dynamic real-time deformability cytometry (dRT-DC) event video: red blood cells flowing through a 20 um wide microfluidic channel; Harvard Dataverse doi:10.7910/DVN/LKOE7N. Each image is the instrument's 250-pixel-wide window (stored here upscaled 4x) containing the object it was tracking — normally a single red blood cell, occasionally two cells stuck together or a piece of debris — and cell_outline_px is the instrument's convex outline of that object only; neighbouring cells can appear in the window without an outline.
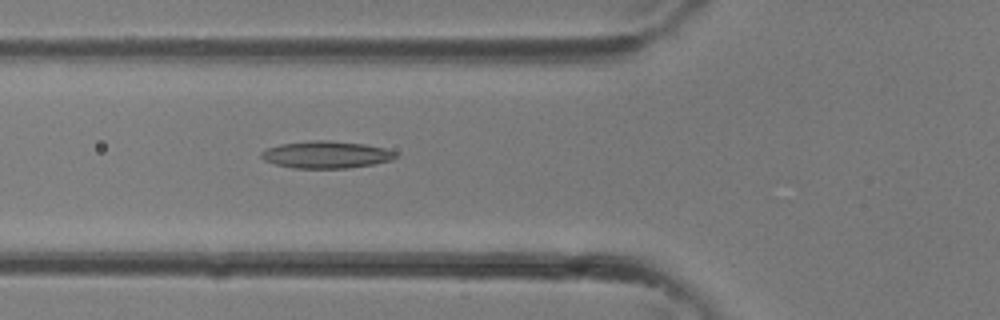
{"species": "common noctule bat (a hibernating species)", "species_latin": "Nyctalus noctula", "temperature_condition": "room temperature", "stored_images_in_passage": 34, "camera_frame_rate_fps": 3000, "um_per_image_px": 0.085, "animal": {"sex": "female"}, "frame": {"image": 1, "passage_image": 13, "time_ms": 4.0, "image_size_px": [1000, 320], "cell_outline_px": [[396, 156], [392, 160], [372, 164], [348, 168], [292, 168], [276, 164], [264, 160], [260, 156], [260, 152], [268, 148], [280, 144], [312, 140], [328, 140], [364, 144], [384, 148], [396, 152]], "centroid_in_image_um": [27.71, 13.14], "position_along_channel_um": 98.1, "area_um2": 21.15}}
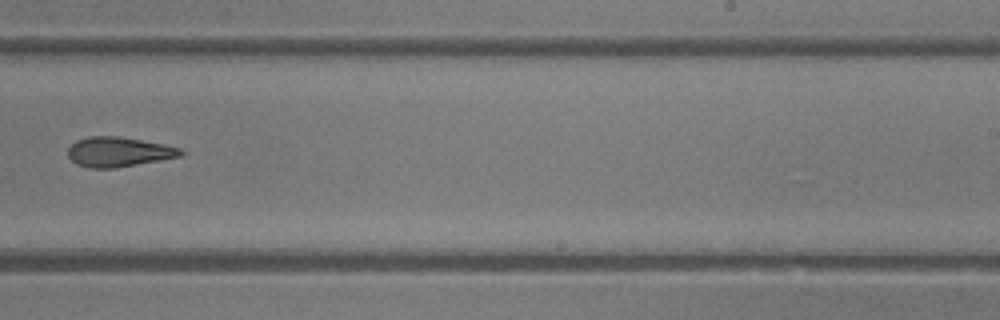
{"frame": {"image": 2, "passage_image": 22, "time_ms": 7.0, "image_size_px": [1000, 320], "cell_outline_px": [[184, 156], [116, 168], [92, 168], [76, 164], [68, 156], [68, 148], [76, 140], [92, 136], [116, 136], [164, 144], [180, 148], [184, 152]], "centroid_in_image_um": [10.1, 12.92], "position_along_channel_um": 278.9, "area_um2": 19.54}}
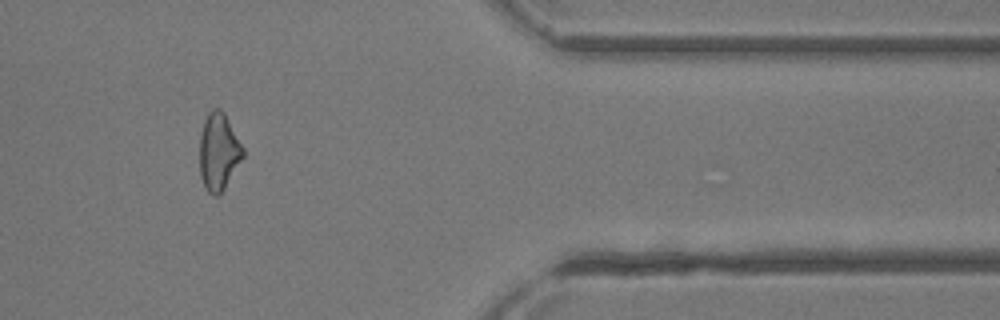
{"frame": {"image": 3, "passage_image": 29, "time_ms": 9.333, "image_size_px": [1000, 320], "cell_outline_px": [[244, 156], [220, 196], [212, 196], [208, 192], [200, 176], [200, 132], [204, 120], [208, 112], [212, 108], [220, 108], [224, 112], [244, 148]], "centroid_in_image_um": [18.58, 12.9], "position_along_channel_um": 392.8, "area_um2": 19.71}}